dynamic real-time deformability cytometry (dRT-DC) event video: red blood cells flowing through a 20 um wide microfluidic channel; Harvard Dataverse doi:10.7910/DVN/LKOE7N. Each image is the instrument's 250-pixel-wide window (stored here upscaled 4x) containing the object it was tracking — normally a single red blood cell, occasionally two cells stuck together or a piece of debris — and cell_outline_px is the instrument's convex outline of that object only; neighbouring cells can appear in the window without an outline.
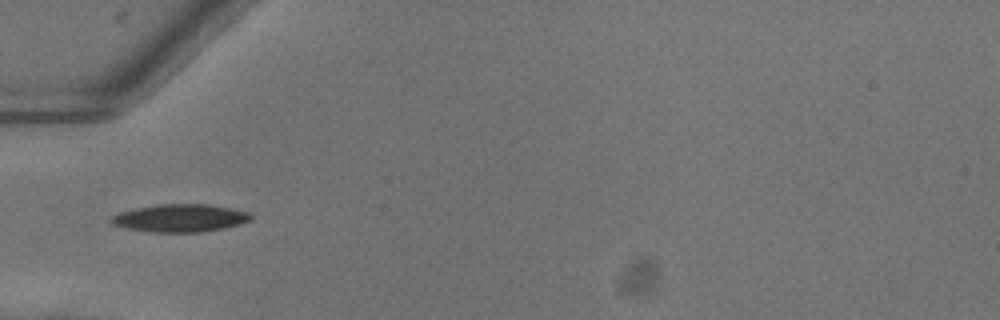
{"species": "common noctule bat (a hibernating species)", "species_latin": "Nyctalus noctula", "temperature_condition": "warm", "stored_images_in_passage": 15, "camera_frame_rate_fps": 3000, "um_per_image_px": 0.085, "animal": {"sex": "female"}, "frame": {"image": 1, "passage_image": 1, "time_ms": 0.0, "image_size_px": [1000, 320], "cell_outline_px": [[252, 220], [240, 224], [224, 228], [200, 232], [148, 232], [128, 228], [112, 224], [108, 220], [112, 216], [120, 212], [136, 208], [160, 204], [208, 204], [248, 212], [252, 216]], "centroid_in_image_um": [15.3, 18.54], "position_along_channel_um": 69.7, "area_um2": 22.48}}
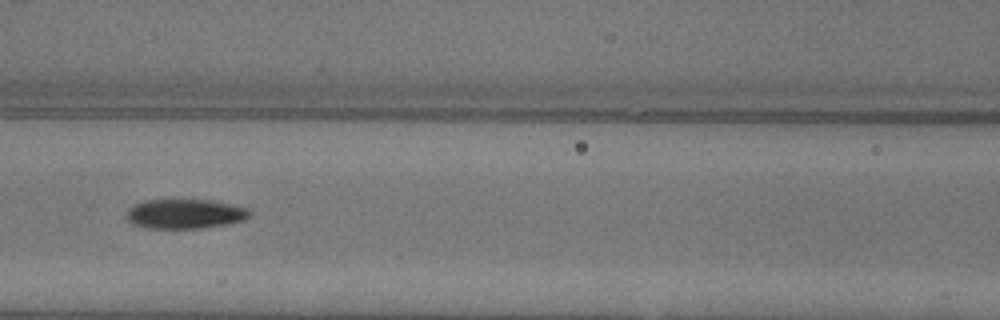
{"frame": {"image": 2, "passage_image": 7, "time_ms": 2.0, "image_size_px": [1000, 320], "cell_outline_px": [[252, 212], [244, 220], [224, 224], [200, 228], [148, 228], [132, 224], [128, 220], [128, 208], [132, 204], [144, 200], [212, 200], [232, 204], [248, 208]], "centroid_in_image_um": [15.71, 18.17], "position_along_channel_um": 150.9, "area_um2": 21.15}}